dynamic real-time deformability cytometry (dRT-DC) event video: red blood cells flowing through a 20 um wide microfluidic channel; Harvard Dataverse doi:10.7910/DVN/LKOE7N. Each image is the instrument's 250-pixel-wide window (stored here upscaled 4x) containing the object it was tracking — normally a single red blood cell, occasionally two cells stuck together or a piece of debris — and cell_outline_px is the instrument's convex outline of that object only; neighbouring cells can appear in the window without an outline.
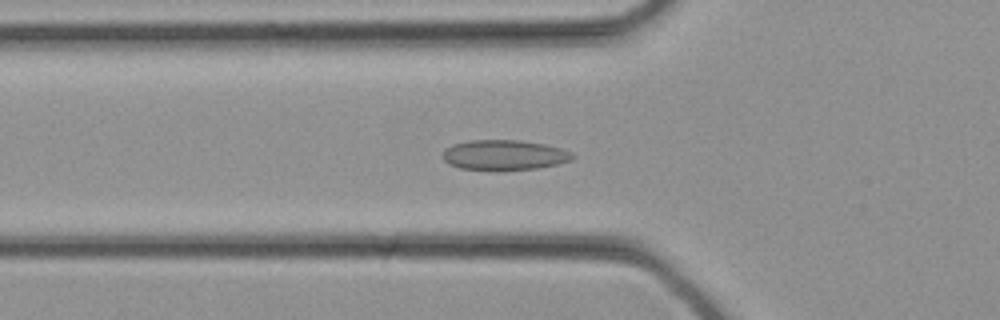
{"species": "common noctule bat (a hibernating species)", "species_latin": "Nyctalus noctula", "temperature_condition": "cold", "stored_images_in_passage": 28, "camera_frame_rate_fps": 3000, "um_per_image_px": 0.085, "animal": {"sex": "female", "body_mass_g": 21.9}, "frame": {"image": 1, "passage_image": 9, "time_ms": 2.667, "image_size_px": [1000, 320], "cell_outline_px": [[576, 156], [572, 160], [556, 164], [536, 168], [460, 168], [448, 164], [444, 160], [444, 148], [452, 144], [468, 140], [520, 140], [544, 144], [560, 148], [572, 152]], "centroid_in_image_um": [42.87, 13.13], "position_along_channel_um": 82.9, "area_um2": 22.2}}
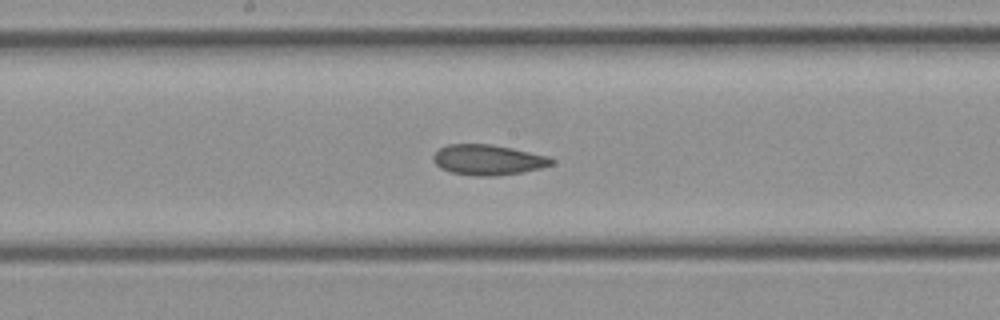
{"frame": {"image": 2, "passage_image": 15, "time_ms": 4.667, "image_size_px": [1000, 320], "cell_outline_px": [[556, 160], [552, 164], [540, 168], [524, 172], [496, 176], [472, 176], [452, 172], [440, 168], [432, 160], [432, 156], [440, 148], [448, 144], [492, 144], [552, 156]], "centroid_in_image_um": [41.51, 13.58], "position_along_channel_um": 206.7, "area_um2": 21.21}}
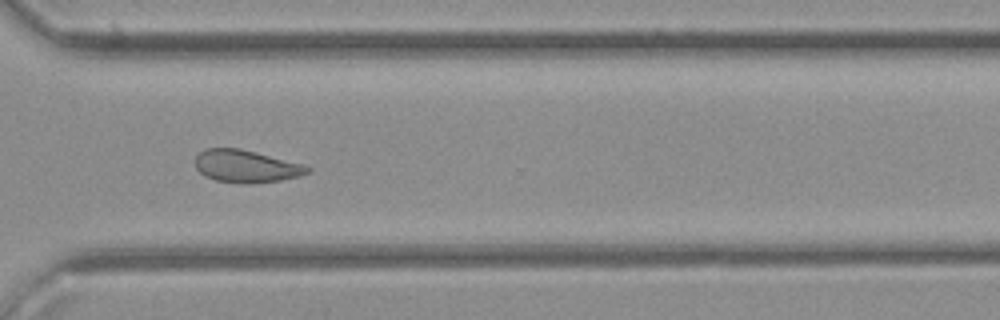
{"frame": {"image": 3, "passage_image": 22, "time_ms": 7.0, "image_size_px": [1000, 320], "cell_outline_px": [[312, 168], [308, 172], [300, 176], [280, 180], [244, 184], [216, 180], [204, 176], [196, 168], [196, 156], [204, 148], [240, 148], [256, 152], [300, 164]], "centroid_in_image_um": [20.87, 14.13], "position_along_channel_um": 349.7, "area_um2": 20.98}}